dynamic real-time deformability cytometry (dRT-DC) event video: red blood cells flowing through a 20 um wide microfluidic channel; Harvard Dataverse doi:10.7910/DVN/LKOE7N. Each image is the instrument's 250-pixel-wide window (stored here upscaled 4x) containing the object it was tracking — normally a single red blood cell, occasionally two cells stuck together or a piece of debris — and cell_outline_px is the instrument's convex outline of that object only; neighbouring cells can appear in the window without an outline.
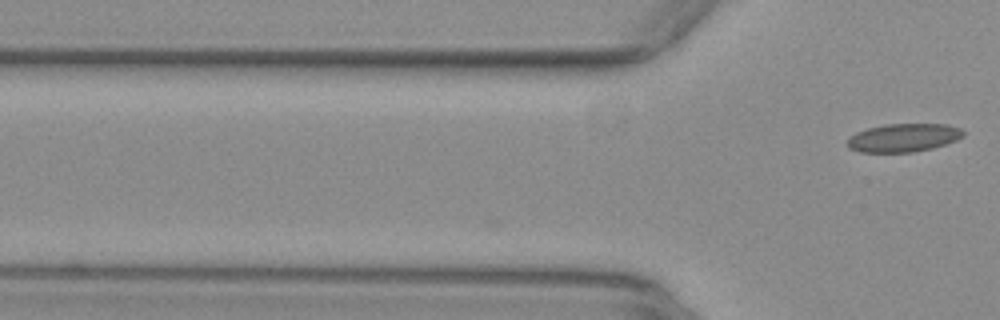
{"species": "common noctule bat (a hibernating species)", "species_latin": "Nyctalus noctula", "temperature_condition": "warm", "stored_images_in_passage": 2, "camera_frame_rate_fps": 3000, "um_per_image_px": 0.085, "animal": {"sex": "female", "body_mass_g": 29.2, "forearm_length_mm": 56.3}, "frame": {"image": 1, "passage_image": 2, "time_ms": 0.333, "image_size_px": [1000, 320], "cell_outline_px": [[964, 136], [956, 140], [932, 148], [912, 152], [860, 152], [848, 148], [848, 140], [856, 132], [868, 128], [884, 124], [948, 124], [960, 128], [964, 132]], "centroid_in_image_um": [76.81, 11.7], "position_along_channel_um": 49.0, "area_um2": 19.02}}